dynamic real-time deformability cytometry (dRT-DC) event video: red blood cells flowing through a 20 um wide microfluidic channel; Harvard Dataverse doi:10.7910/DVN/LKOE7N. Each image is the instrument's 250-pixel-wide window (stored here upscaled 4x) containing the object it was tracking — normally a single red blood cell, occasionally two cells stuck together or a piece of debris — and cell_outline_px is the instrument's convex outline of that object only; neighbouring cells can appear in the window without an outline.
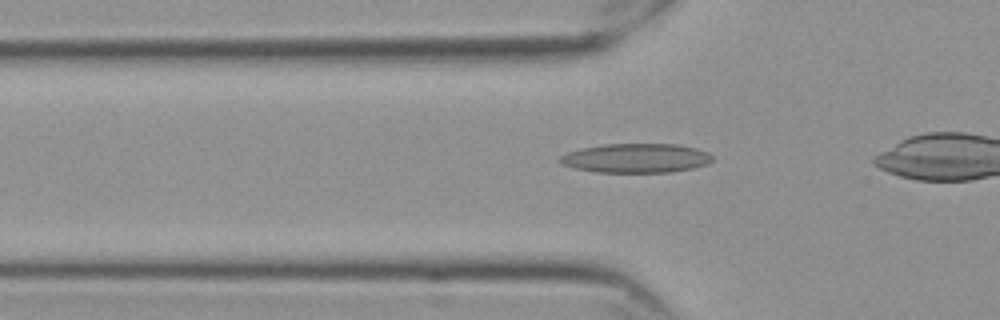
{"species": "Egyptian fruit bat (a non-hibernating species)", "species_latin": "Rousettus aegyptiacus", "temperature_condition": "cold", "stored_images_in_passage": 29, "camera_frame_rate_fps": 3000, "um_per_image_px": 0.085, "frame": {"image": 1, "passage_image": 2, "time_ms": 0.333, "image_size_px": [1000, 320], "cell_outline_px": [[712, 160], [708, 164], [692, 168], [672, 172], [596, 172], [576, 168], [560, 164], [556, 160], [560, 156], [568, 152], [580, 148], [604, 144], [676, 144], [696, 148], [708, 152], [712, 156]], "centroid_in_image_um": [54.04, 13.44], "position_along_channel_um": 71.8, "area_um2": 26.07}}
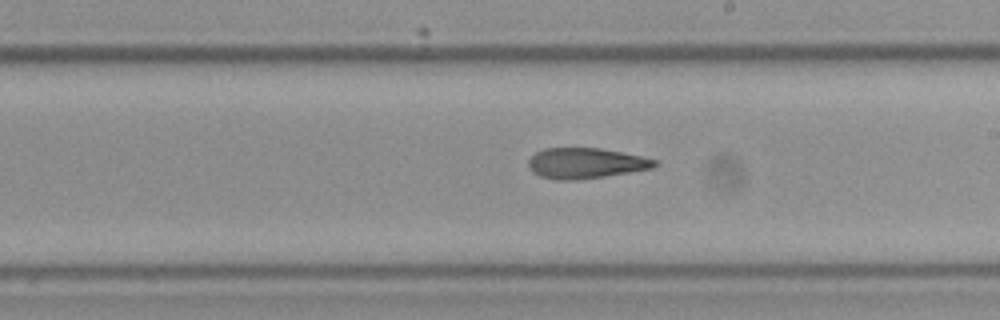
{"frame": {"image": 2, "passage_image": 16, "time_ms": 5.0, "image_size_px": [1000, 320], "cell_outline_px": [[656, 164], [652, 168], [604, 176], [576, 180], [556, 180], [540, 176], [532, 172], [528, 164], [528, 160], [536, 152], [544, 148], [600, 148], [644, 156], [656, 160]], "centroid_in_image_um": [49.75, 13.87], "position_along_channel_um": 239.2, "area_um2": 22.37}}
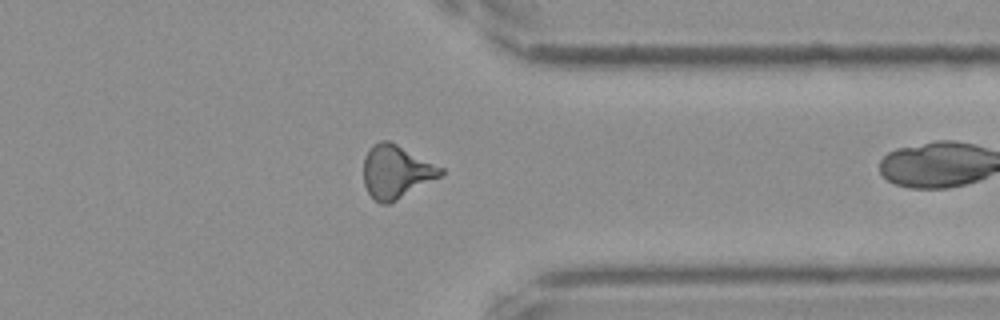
{"frame": {"image": 3, "passage_image": 28, "time_ms": 9.0, "image_size_px": [1000, 320], "cell_outline_px": [[444, 172], [440, 176], [396, 200], [388, 204], [380, 204], [368, 192], [364, 184], [364, 156], [368, 148], [372, 144], [380, 140], [388, 140], [444, 168]], "centroid_in_image_um": [33.64, 14.58], "position_along_channel_um": 377.8, "area_um2": 23.64}}